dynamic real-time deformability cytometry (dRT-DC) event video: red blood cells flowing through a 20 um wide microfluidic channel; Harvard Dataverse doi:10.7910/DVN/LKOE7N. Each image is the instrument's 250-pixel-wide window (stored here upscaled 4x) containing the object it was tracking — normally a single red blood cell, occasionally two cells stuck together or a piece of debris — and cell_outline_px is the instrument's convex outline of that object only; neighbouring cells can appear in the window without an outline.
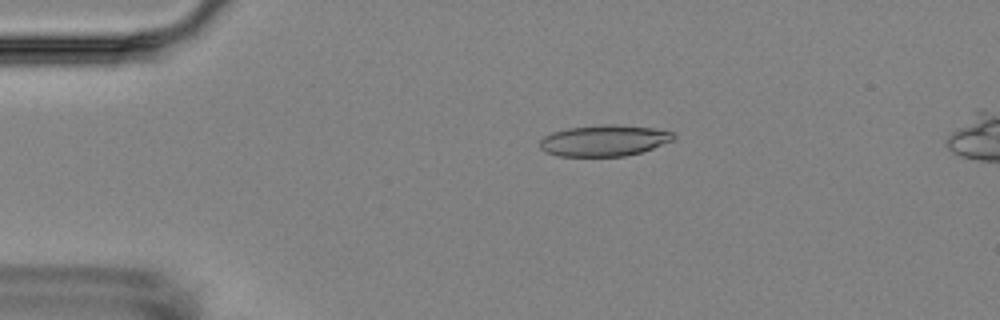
{"species": "Egyptian fruit bat (a non-hibernating species)", "species_latin": "Rousettus aegyptiacus", "temperature_condition": "room temperature", "stored_images_in_passage": 13, "camera_frame_rate_fps": 3000, "um_per_image_px": 0.085, "animal": {"sex": "female"}, "frame": {"image": 1, "passage_image": 3, "time_ms": 2.333, "image_size_px": [1000, 320], "cell_outline_px": [[676, 136], [672, 140], [652, 148], [640, 152], [624, 156], [556, 156], [544, 152], [540, 148], [540, 140], [544, 136], [552, 132], [568, 128], [604, 124], [616, 124], [652, 128], [672, 132]], "centroid_in_image_um": [51.3, 11.95], "position_along_channel_um": 33.7, "area_um2": 24.22}}
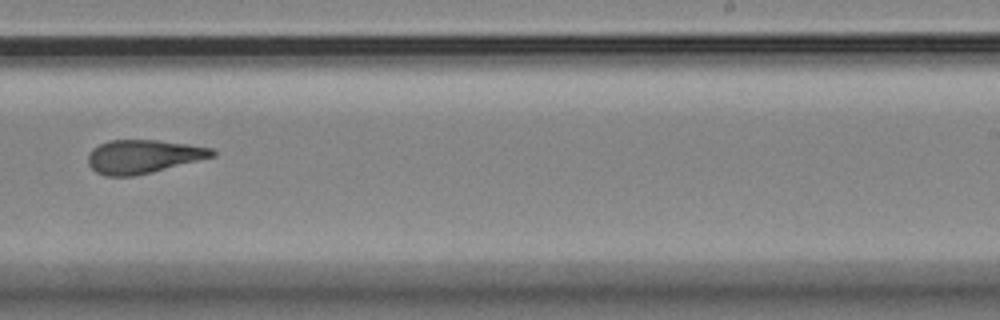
{"frame": {"image": 2, "passage_image": 10, "time_ms": 10.333, "image_size_px": [1000, 320], "cell_outline_px": [[216, 156], [152, 172], [132, 176], [104, 176], [96, 172], [88, 164], [88, 156], [92, 148], [108, 140], [156, 140], [188, 144], [212, 148], [216, 152]], "centroid_in_image_um": [12.17, 13.3], "position_along_channel_um": 276.8, "area_um2": 24.28}}
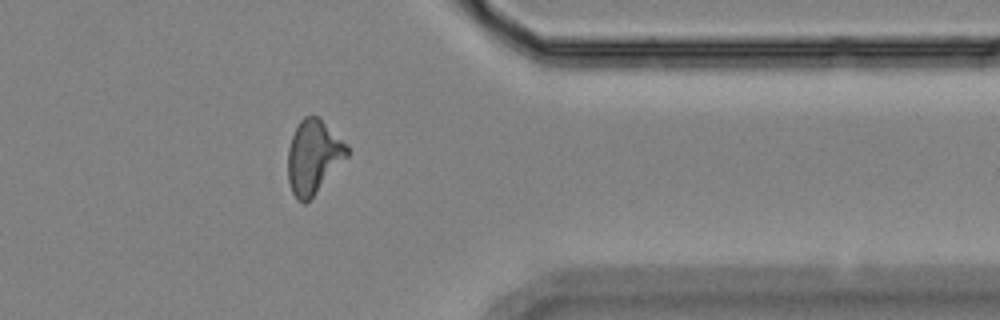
{"frame": {"image": 3, "passage_image": 13, "time_ms": 13.667, "image_size_px": [1000, 320], "cell_outline_px": [[348, 156], [312, 196], [304, 204], [296, 200], [292, 192], [288, 180], [288, 148], [292, 136], [300, 120], [304, 116], [316, 116], [348, 144]], "centroid_in_image_um": [26.63, 13.33], "position_along_channel_um": 384.8, "area_um2": 25.03}, "authors_computed_cell_mechanics": {"area_um2": 24.4494, "velocity_mm_per_s": 3.5814, "shape_relaxation_time_tau1_ms": null, "shape_relaxation_time_tau2_ms": 2.4304, "deformation_change_tau1": null, "deformation_change_tau2": 0.118}}